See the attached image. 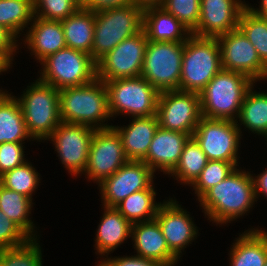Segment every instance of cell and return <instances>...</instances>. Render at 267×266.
Segmentation results:
<instances>
[{"label": "cell", "instance_id": "1", "mask_svg": "<svg viewBox=\"0 0 267 266\" xmlns=\"http://www.w3.org/2000/svg\"><path fill=\"white\" fill-rule=\"evenodd\" d=\"M253 174L236 168L199 199L205 217L221 226L249 213L257 202Z\"/></svg>", "mask_w": 267, "mask_h": 266}, {"label": "cell", "instance_id": "2", "mask_svg": "<svg viewBox=\"0 0 267 266\" xmlns=\"http://www.w3.org/2000/svg\"><path fill=\"white\" fill-rule=\"evenodd\" d=\"M59 112L64 123L85 125L95 130L112 127L107 124L111 116L106 84L98 78L82 86L60 89Z\"/></svg>", "mask_w": 267, "mask_h": 266}, {"label": "cell", "instance_id": "3", "mask_svg": "<svg viewBox=\"0 0 267 266\" xmlns=\"http://www.w3.org/2000/svg\"><path fill=\"white\" fill-rule=\"evenodd\" d=\"M253 84L241 72L221 69L199 93L202 117L238 120L244 97Z\"/></svg>", "mask_w": 267, "mask_h": 266}, {"label": "cell", "instance_id": "4", "mask_svg": "<svg viewBox=\"0 0 267 266\" xmlns=\"http://www.w3.org/2000/svg\"><path fill=\"white\" fill-rule=\"evenodd\" d=\"M221 69L218 39L191 35L184 42L179 90L199 94Z\"/></svg>", "mask_w": 267, "mask_h": 266}, {"label": "cell", "instance_id": "5", "mask_svg": "<svg viewBox=\"0 0 267 266\" xmlns=\"http://www.w3.org/2000/svg\"><path fill=\"white\" fill-rule=\"evenodd\" d=\"M22 93L16 99L21 106L29 135L38 142L47 140L61 123L59 90L36 79Z\"/></svg>", "mask_w": 267, "mask_h": 266}, {"label": "cell", "instance_id": "6", "mask_svg": "<svg viewBox=\"0 0 267 266\" xmlns=\"http://www.w3.org/2000/svg\"><path fill=\"white\" fill-rule=\"evenodd\" d=\"M142 25L143 9L132 3L95 12L92 59L97 63L121 41L142 31Z\"/></svg>", "mask_w": 267, "mask_h": 266}, {"label": "cell", "instance_id": "7", "mask_svg": "<svg viewBox=\"0 0 267 266\" xmlns=\"http://www.w3.org/2000/svg\"><path fill=\"white\" fill-rule=\"evenodd\" d=\"M108 109L113 118L149 117L156 114L160 92L142 76L105 81Z\"/></svg>", "mask_w": 267, "mask_h": 266}, {"label": "cell", "instance_id": "8", "mask_svg": "<svg viewBox=\"0 0 267 266\" xmlns=\"http://www.w3.org/2000/svg\"><path fill=\"white\" fill-rule=\"evenodd\" d=\"M40 64L43 66L38 79L58 90L82 86L97 78V63L91 55L68 47L48 55Z\"/></svg>", "mask_w": 267, "mask_h": 266}, {"label": "cell", "instance_id": "9", "mask_svg": "<svg viewBox=\"0 0 267 266\" xmlns=\"http://www.w3.org/2000/svg\"><path fill=\"white\" fill-rule=\"evenodd\" d=\"M184 42L148 40L141 76L159 92L179 90Z\"/></svg>", "mask_w": 267, "mask_h": 266}, {"label": "cell", "instance_id": "10", "mask_svg": "<svg viewBox=\"0 0 267 266\" xmlns=\"http://www.w3.org/2000/svg\"><path fill=\"white\" fill-rule=\"evenodd\" d=\"M241 133L236 121L202 117L192 137L208 160L231 162L237 167Z\"/></svg>", "mask_w": 267, "mask_h": 266}, {"label": "cell", "instance_id": "11", "mask_svg": "<svg viewBox=\"0 0 267 266\" xmlns=\"http://www.w3.org/2000/svg\"><path fill=\"white\" fill-rule=\"evenodd\" d=\"M156 116L161 128L192 137L202 118L200 95L180 90L160 92Z\"/></svg>", "mask_w": 267, "mask_h": 266}, {"label": "cell", "instance_id": "12", "mask_svg": "<svg viewBox=\"0 0 267 266\" xmlns=\"http://www.w3.org/2000/svg\"><path fill=\"white\" fill-rule=\"evenodd\" d=\"M147 42L143 30L121 41L97 62V78L105 82L141 76Z\"/></svg>", "mask_w": 267, "mask_h": 266}, {"label": "cell", "instance_id": "13", "mask_svg": "<svg viewBox=\"0 0 267 266\" xmlns=\"http://www.w3.org/2000/svg\"><path fill=\"white\" fill-rule=\"evenodd\" d=\"M128 161L117 131L113 127L97 129L91 140L87 166L83 175L98 185Z\"/></svg>", "mask_w": 267, "mask_h": 266}, {"label": "cell", "instance_id": "14", "mask_svg": "<svg viewBox=\"0 0 267 266\" xmlns=\"http://www.w3.org/2000/svg\"><path fill=\"white\" fill-rule=\"evenodd\" d=\"M94 132L89 126L61 122L47 139L53 142L58 159L72 176L83 174Z\"/></svg>", "mask_w": 267, "mask_h": 266}, {"label": "cell", "instance_id": "15", "mask_svg": "<svg viewBox=\"0 0 267 266\" xmlns=\"http://www.w3.org/2000/svg\"><path fill=\"white\" fill-rule=\"evenodd\" d=\"M221 49V68L241 72L255 83L267 78V67L248 38L235 29L217 37Z\"/></svg>", "mask_w": 267, "mask_h": 266}, {"label": "cell", "instance_id": "16", "mask_svg": "<svg viewBox=\"0 0 267 266\" xmlns=\"http://www.w3.org/2000/svg\"><path fill=\"white\" fill-rule=\"evenodd\" d=\"M154 171L143 161H128L98 188L102 205L115 207L130 194L148 189L154 183Z\"/></svg>", "mask_w": 267, "mask_h": 266}, {"label": "cell", "instance_id": "17", "mask_svg": "<svg viewBox=\"0 0 267 266\" xmlns=\"http://www.w3.org/2000/svg\"><path fill=\"white\" fill-rule=\"evenodd\" d=\"M178 204L175 197L163 201L156 214L158 222L169 250L180 260L182 251L192 244L197 235L198 227L195 226L189 212Z\"/></svg>", "mask_w": 267, "mask_h": 266}, {"label": "cell", "instance_id": "18", "mask_svg": "<svg viewBox=\"0 0 267 266\" xmlns=\"http://www.w3.org/2000/svg\"><path fill=\"white\" fill-rule=\"evenodd\" d=\"M246 6L241 0H201L200 18L192 35L217 38L238 29L241 11Z\"/></svg>", "mask_w": 267, "mask_h": 266}, {"label": "cell", "instance_id": "19", "mask_svg": "<svg viewBox=\"0 0 267 266\" xmlns=\"http://www.w3.org/2000/svg\"><path fill=\"white\" fill-rule=\"evenodd\" d=\"M190 137L187 133L166 130L159 126L143 162L155 173L158 170L169 174L178 164L184 145Z\"/></svg>", "mask_w": 267, "mask_h": 266}, {"label": "cell", "instance_id": "20", "mask_svg": "<svg viewBox=\"0 0 267 266\" xmlns=\"http://www.w3.org/2000/svg\"><path fill=\"white\" fill-rule=\"evenodd\" d=\"M131 238L136 256L159 262L163 266H175L179 261L169 250L155 219L132 224Z\"/></svg>", "mask_w": 267, "mask_h": 266}, {"label": "cell", "instance_id": "21", "mask_svg": "<svg viewBox=\"0 0 267 266\" xmlns=\"http://www.w3.org/2000/svg\"><path fill=\"white\" fill-rule=\"evenodd\" d=\"M31 27L24 35V46L34 55L39 63L48 55L66 48L64 30L61 21L45 20L34 17Z\"/></svg>", "mask_w": 267, "mask_h": 266}, {"label": "cell", "instance_id": "22", "mask_svg": "<svg viewBox=\"0 0 267 266\" xmlns=\"http://www.w3.org/2000/svg\"><path fill=\"white\" fill-rule=\"evenodd\" d=\"M112 127L121 137L127 159L143 161L159 124L155 114L149 117H132V121L127 126Z\"/></svg>", "mask_w": 267, "mask_h": 266}, {"label": "cell", "instance_id": "23", "mask_svg": "<svg viewBox=\"0 0 267 266\" xmlns=\"http://www.w3.org/2000/svg\"><path fill=\"white\" fill-rule=\"evenodd\" d=\"M142 30L152 42H185L191 31L162 6L143 10Z\"/></svg>", "mask_w": 267, "mask_h": 266}, {"label": "cell", "instance_id": "24", "mask_svg": "<svg viewBox=\"0 0 267 266\" xmlns=\"http://www.w3.org/2000/svg\"><path fill=\"white\" fill-rule=\"evenodd\" d=\"M104 213L96 232L95 250L103 257L113 253L131 237L132 224L115 208L103 206ZM106 254V255H105Z\"/></svg>", "mask_w": 267, "mask_h": 266}, {"label": "cell", "instance_id": "25", "mask_svg": "<svg viewBox=\"0 0 267 266\" xmlns=\"http://www.w3.org/2000/svg\"><path fill=\"white\" fill-rule=\"evenodd\" d=\"M230 248V266H264L267 259V232L251 228L240 233Z\"/></svg>", "mask_w": 267, "mask_h": 266}, {"label": "cell", "instance_id": "26", "mask_svg": "<svg viewBox=\"0 0 267 266\" xmlns=\"http://www.w3.org/2000/svg\"><path fill=\"white\" fill-rule=\"evenodd\" d=\"M61 23L66 46L91 55L95 12L80 7L75 13L62 20Z\"/></svg>", "mask_w": 267, "mask_h": 266}, {"label": "cell", "instance_id": "27", "mask_svg": "<svg viewBox=\"0 0 267 266\" xmlns=\"http://www.w3.org/2000/svg\"><path fill=\"white\" fill-rule=\"evenodd\" d=\"M32 140L23 117L19 101L12 93H7L0 100V144L19 143Z\"/></svg>", "mask_w": 267, "mask_h": 266}, {"label": "cell", "instance_id": "28", "mask_svg": "<svg viewBox=\"0 0 267 266\" xmlns=\"http://www.w3.org/2000/svg\"><path fill=\"white\" fill-rule=\"evenodd\" d=\"M32 201L31 198L0 185V211L15 222L30 238H37L35 230L37 227L29 217L34 204Z\"/></svg>", "mask_w": 267, "mask_h": 266}, {"label": "cell", "instance_id": "29", "mask_svg": "<svg viewBox=\"0 0 267 266\" xmlns=\"http://www.w3.org/2000/svg\"><path fill=\"white\" fill-rule=\"evenodd\" d=\"M156 191L154 184L148 189H144L130 194L115 208L131 223H140L155 219L161 202H156Z\"/></svg>", "mask_w": 267, "mask_h": 266}, {"label": "cell", "instance_id": "30", "mask_svg": "<svg viewBox=\"0 0 267 266\" xmlns=\"http://www.w3.org/2000/svg\"><path fill=\"white\" fill-rule=\"evenodd\" d=\"M253 86L247 91L241 106L239 120L236 122L254 134L264 136L267 133V92H256ZM240 125V126H239Z\"/></svg>", "mask_w": 267, "mask_h": 266}, {"label": "cell", "instance_id": "31", "mask_svg": "<svg viewBox=\"0 0 267 266\" xmlns=\"http://www.w3.org/2000/svg\"><path fill=\"white\" fill-rule=\"evenodd\" d=\"M208 162L206 154L193 137L185 143L176 167L168 174L179 183L191 186ZM175 176V177H174Z\"/></svg>", "mask_w": 267, "mask_h": 266}, {"label": "cell", "instance_id": "32", "mask_svg": "<svg viewBox=\"0 0 267 266\" xmlns=\"http://www.w3.org/2000/svg\"><path fill=\"white\" fill-rule=\"evenodd\" d=\"M34 17L33 0H0V25L16 38L19 39L24 28L32 23Z\"/></svg>", "mask_w": 267, "mask_h": 266}, {"label": "cell", "instance_id": "33", "mask_svg": "<svg viewBox=\"0 0 267 266\" xmlns=\"http://www.w3.org/2000/svg\"><path fill=\"white\" fill-rule=\"evenodd\" d=\"M238 29L255 47L259 58L267 67V18L259 16L246 6L241 11Z\"/></svg>", "mask_w": 267, "mask_h": 266}, {"label": "cell", "instance_id": "34", "mask_svg": "<svg viewBox=\"0 0 267 266\" xmlns=\"http://www.w3.org/2000/svg\"><path fill=\"white\" fill-rule=\"evenodd\" d=\"M28 160L0 176V185L31 199L39 186L40 173ZM39 176V177H38Z\"/></svg>", "mask_w": 267, "mask_h": 266}, {"label": "cell", "instance_id": "35", "mask_svg": "<svg viewBox=\"0 0 267 266\" xmlns=\"http://www.w3.org/2000/svg\"><path fill=\"white\" fill-rule=\"evenodd\" d=\"M38 238H30L25 244L0 250V266H43Z\"/></svg>", "mask_w": 267, "mask_h": 266}, {"label": "cell", "instance_id": "36", "mask_svg": "<svg viewBox=\"0 0 267 266\" xmlns=\"http://www.w3.org/2000/svg\"><path fill=\"white\" fill-rule=\"evenodd\" d=\"M237 167L226 161L208 160L206 166L201 171L199 177L191 185L197 199H199L208 189L224 180Z\"/></svg>", "mask_w": 267, "mask_h": 266}, {"label": "cell", "instance_id": "37", "mask_svg": "<svg viewBox=\"0 0 267 266\" xmlns=\"http://www.w3.org/2000/svg\"><path fill=\"white\" fill-rule=\"evenodd\" d=\"M80 6L75 0H34V14L45 20L62 21Z\"/></svg>", "mask_w": 267, "mask_h": 266}, {"label": "cell", "instance_id": "38", "mask_svg": "<svg viewBox=\"0 0 267 266\" xmlns=\"http://www.w3.org/2000/svg\"><path fill=\"white\" fill-rule=\"evenodd\" d=\"M200 2L201 0H163L161 6L192 32L200 18Z\"/></svg>", "mask_w": 267, "mask_h": 266}, {"label": "cell", "instance_id": "39", "mask_svg": "<svg viewBox=\"0 0 267 266\" xmlns=\"http://www.w3.org/2000/svg\"><path fill=\"white\" fill-rule=\"evenodd\" d=\"M30 237L0 211V250L25 244Z\"/></svg>", "mask_w": 267, "mask_h": 266}, {"label": "cell", "instance_id": "40", "mask_svg": "<svg viewBox=\"0 0 267 266\" xmlns=\"http://www.w3.org/2000/svg\"><path fill=\"white\" fill-rule=\"evenodd\" d=\"M24 143L4 142L0 144V176L27 161L23 149Z\"/></svg>", "mask_w": 267, "mask_h": 266}, {"label": "cell", "instance_id": "41", "mask_svg": "<svg viewBox=\"0 0 267 266\" xmlns=\"http://www.w3.org/2000/svg\"><path fill=\"white\" fill-rule=\"evenodd\" d=\"M103 257L96 266H163L161 263L140 256Z\"/></svg>", "mask_w": 267, "mask_h": 266}, {"label": "cell", "instance_id": "42", "mask_svg": "<svg viewBox=\"0 0 267 266\" xmlns=\"http://www.w3.org/2000/svg\"><path fill=\"white\" fill-rule=\"evenodd\" d=\"M18 43V44H17ZM18 39L6 28L0 25V54L10 63H13V58L16 50H19Z\"/></svg>", "mask_w": 267, "mask_h": 266}, {"label": "cell", "instance_id": "43", "mask_svg": "<svg viewBox=\"0 0 267 266\" xmlns=\"http://www.w3.org/2000/svg\"><path fill=\"white\" fill-rule=\"evenodd\" d=\"M132 0H91L84 8L97 12L103 9L131 4Z\"/></svg>", "mask_w": 267, "mask_h": 266}, {"label": "cell", "instance_id": "44", "mask_svg": "<svg viewBox=\"0 0 267 266\" xmlns=\"http://www.w3.org/2000/svg\"><path fill=\"white\" fill-rule=\"evenodd\" d=\"M253 180L256 198L261 197L260 194L264 196V198H267V169H265L263 173L254 176Z\"/></svg>", "mask_w": 267, "mask_h": 266}, {"label": "cell", "instance_id": "45", "mask_svg": "<svg viewBox=\"0 0 267 266\" xmlns=\"http://www.w3.org/2000/svg\"><path fill=\"white\" fill-rule=\"evenodd\" d=\"M163 0H132V4L142 8L143 10L149 7L161 6Z\"/></svg>", "mask_w": 267, "mask_h": 266}, {"label": "cell", "instance_id": "46", "mask_svg": "<svg viewBox=\"0 0 267 266\" xmlns=\"http://www.w3.org/2000/svg\"><path fill=\"white\" fill-rule=\"evenodd\" d=\"M260 6L259 8H254L251 5L249 6V4L247 3V6L256 14H258L259 16L265 17L267 18V0H260Z\"/></svg>", "mask_w": 267, "mask_h": 266}, {"label": "cell", "instance_id": "47", "mask_svg": "<svg viewBox=\"0 0 267 266\" xmlns=\"http://www.w3.org/2000/svg\"><path fill=\"white\" fill-rule=\"evenodd\" d=\"M12 68V65L0 54V74Z\"/></svg>", "mask_w": 267, "mask_h": 266}, {"label": "cell", "instance_id": "48", "mask_svg": "<svg viewBox=\"0 0 267 266\" xmlns=\"http://www.w3.org/2000/svg\"><path fill=\"white\" fill-rule=\"evenodd\" d=\"M91 0H75V2L81 7L84 8Z\"/></svg>", "mask_w": 267, "mask_h": 266}, {"label": "cell", "instance_id": "49", "mask_svg": "<svg viewBox=\"0 0 267 266\" xmlns=\"http://www.w3.org/2000/svg\"><path fill=\"white\" fill-rule=\"evenodd\" d=\"M8 93L6 90L0 89V100Z\"/></svg>", "mask_w": 267, "mask_h": 266}, {"label": "cell", "instance_id": "50", "mask_svg": "<svg viewBox=\"0 0 267 266\" xmlns=\"http://www.w3.org/2000/svg\"><path fill=\"white\" fill-rule=\"evenodd\" d=\"M263 137L266 138L265 140L267 141V133Z\"/></svg>", "mask_w": 267, "mask_h": 266}]
</instances>
